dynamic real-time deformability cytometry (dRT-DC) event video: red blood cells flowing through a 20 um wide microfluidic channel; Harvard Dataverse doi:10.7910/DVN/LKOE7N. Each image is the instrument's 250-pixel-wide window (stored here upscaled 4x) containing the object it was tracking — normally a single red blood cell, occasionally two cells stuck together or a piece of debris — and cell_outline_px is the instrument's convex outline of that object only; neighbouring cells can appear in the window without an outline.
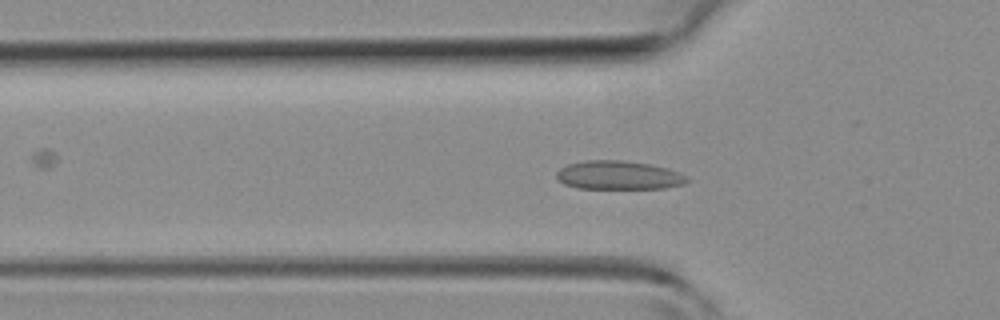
{"species": "common noctule bat (a hibernating species)", "species_latin": "Nyctalus noctula", "temperature_condition": "room temperature", "stored_images_in_passage": 45, "camera_frame_rate_fps": 3000, "um_per_image_px": 0.085, "animal": {"sex": "female", "body_mass_g": 19.3, "forearm_length_mm": 54.1}, "frame": {"image": 1, "passage_image": 15, "time_ms": 4.667, "image_size_px": [1000, 320], "cell_outline_px": [[692, 180], [684, 184], [664, 188], [576, 188], [564, 184], [556, 176], [556, 172], [560, 168], [568, 164], [584, 160], [620, 160], [648, 164], [668, 168], [680, 172], [688, 176]], "centroid_in_image_um": [52.62, 14.89], "position_along_channel_um": 73.2, "area_um2": 21.91}}
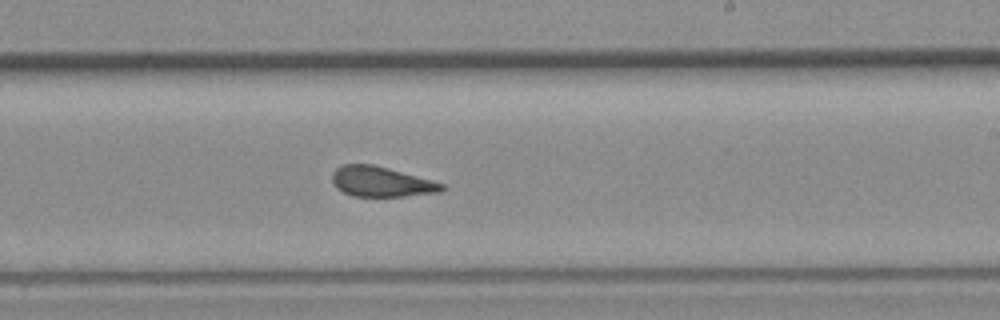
{"frame": {"image": 2, "passage_image": 27, "time_ms": 8.667, "image_size_px": [1000, 320], "cell_outline_px": [[448, 188], [440, 192], [404, 196], [352, 196], [336, 188], [332, 180], [332, 172], [336, 168], [344, 164], [372, 164], [388, 168], [432, 180], [444, 184]], "centroid_in_image_um": [32.41, 15.44], "position_along_channel_um": 256.6, "area_um2": 19.25}}
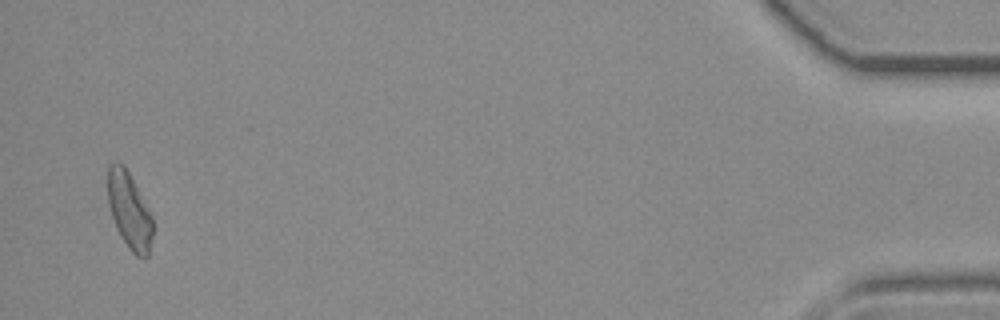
{"frame": {"image": 3, "passage_image": 44, "time_ms": 14.333, "image_size_px": [1000, 320], "cell_outline_px": [[152, 236], [148, 256], [144, 260], [136, 256], [128, 248], [120, 236], [116, 228], [108, 204], [108, 168], [116, 160], [124, 164], [152, 216]], "centroid_in_image_um": [10.98, 17.93], "position_along_channel_um": 424.2, "area_um2": 19.94}}